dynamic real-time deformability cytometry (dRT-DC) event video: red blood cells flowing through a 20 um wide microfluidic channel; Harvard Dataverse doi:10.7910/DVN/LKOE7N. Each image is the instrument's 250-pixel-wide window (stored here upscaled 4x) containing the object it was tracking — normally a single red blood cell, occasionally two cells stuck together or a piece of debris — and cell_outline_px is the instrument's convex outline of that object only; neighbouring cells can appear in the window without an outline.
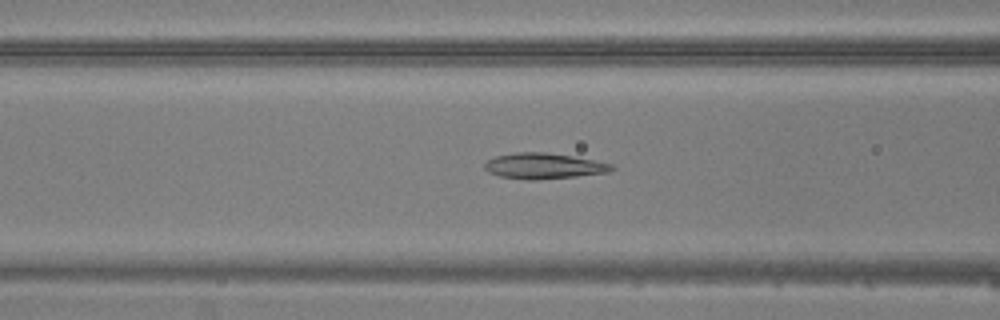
{"species": "common noctule bat (a hibernating species)", "species_latin": "Nyctalus noctula", "temperature_condition": "warm", "stored_images_in_passage": 44, "camera_frame_rate_fps": 3000, "um_per_image_px": 0.085, "animal": {"sex": "male", "body_mass_g": 20.5, "forearm_length_mm": 52.5}, "frame": {"image": 1, "passage_image": 16, "time_ms": 5.0, "image_size_px": [1000, 320], "cell_outline_px": [[616, 168], [608, 172], [576, 176], [536, 180], [528, 180], [500, 176], [488, 172], [484, 168], [484, 164], [488, 160], [496, 156], [516, 152], [544, 152], [592, 160], [612, 164]], "centroid_in_image_um": [46.18, 14.11], "position_along_channel_um": 120.4, "area_um2": 18.79}}
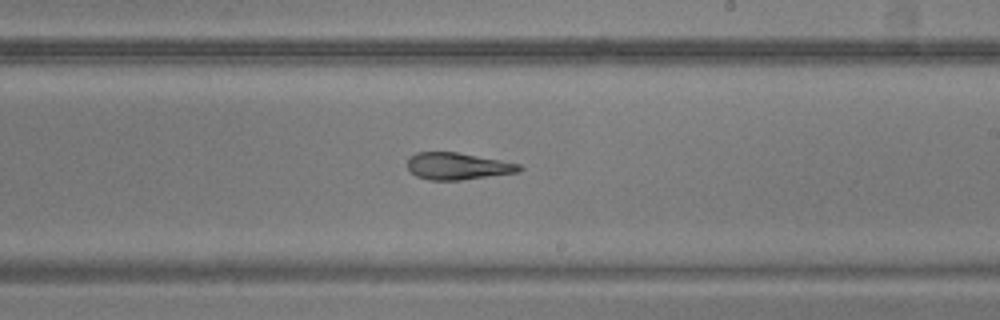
{"frame": {"image": 2, "passage_image": 25, "time_ms": 8.0, "image_size_px": [1000, 320], "cell_outline_px": [[524, 168], [520, 172], [460, 180], [428, 180], [416, 176], [408, 168], [408, 160], [416, 152], [456, 152], [520, 164]], "centroid_in_image_um": [38.91, 14.13], "position_along_channel_um": 250.1, "area_um2": 17.4}}
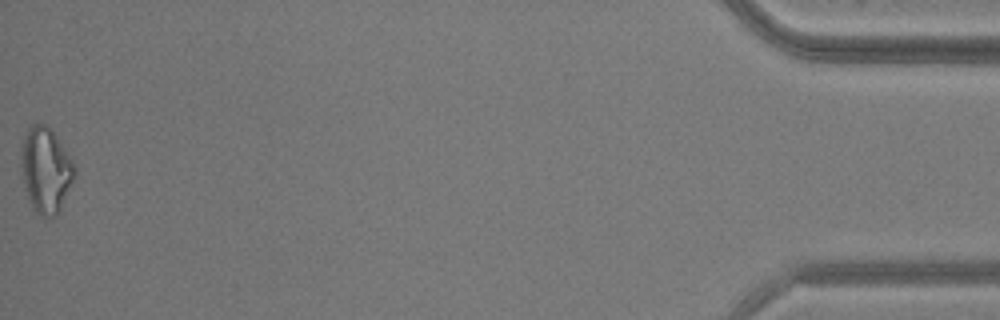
{"frame": {"image": 3, "passage_image": 44, "time_ms": 14.333, "image_size_px": [1000, 320], "cell_outline_px": [[76, 172], [60, 212], [56, 216], [40, 216], [36, 212], [28, 196], [24, 180], [20, 156], [24, 136], [28, 128], [32, 124], [48, 124], [72, 160], [76, 168]], "centroid_in_image_um": [3.91, 14.44], "position_along_channel_um": 431.3, "area_um2": 26.24}}